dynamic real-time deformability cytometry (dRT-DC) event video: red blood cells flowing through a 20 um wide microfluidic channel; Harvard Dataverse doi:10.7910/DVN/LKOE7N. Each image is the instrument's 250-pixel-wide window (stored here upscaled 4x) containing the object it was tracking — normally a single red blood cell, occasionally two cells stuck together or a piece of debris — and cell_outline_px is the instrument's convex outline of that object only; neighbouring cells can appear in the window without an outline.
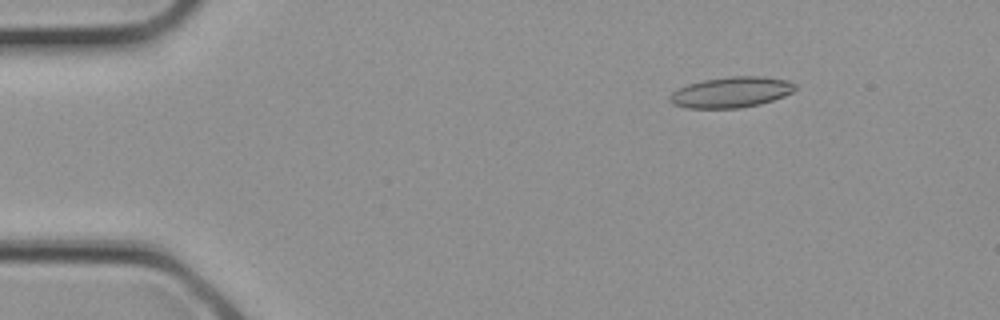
{"species": "common noctule bat (a hibernating species)", "species_latin": "Nyctalus noctula", "temperature_condition": "cold", "stored_images_in_passage": 2, "segment_of_instrument_passage": [1, 2], "camera_frame_rate_fps": 3000, "um_per_image_px": 0.085, "animal": {"sex": "female", "body_mass_g": 21.9}, "frame": {"image": 1, "passage_image": 1, "time_ms": 0.0, "image_size_px": [1000, 320], "cell_outline_px": [[796, 88], [792, 92], [784, 96], [760, 104], [740, 108], [688, 108], [672, 104], [668, 100], [668, 96], [672, 92], [688, 84], [704, 80], [732, 76], [764, 76], [788, 80], [796, 84]], "centroid_in_image_um": [62.15, 7.84], "position_along_channel_um": 22.8, "area_um2": 22.48}}